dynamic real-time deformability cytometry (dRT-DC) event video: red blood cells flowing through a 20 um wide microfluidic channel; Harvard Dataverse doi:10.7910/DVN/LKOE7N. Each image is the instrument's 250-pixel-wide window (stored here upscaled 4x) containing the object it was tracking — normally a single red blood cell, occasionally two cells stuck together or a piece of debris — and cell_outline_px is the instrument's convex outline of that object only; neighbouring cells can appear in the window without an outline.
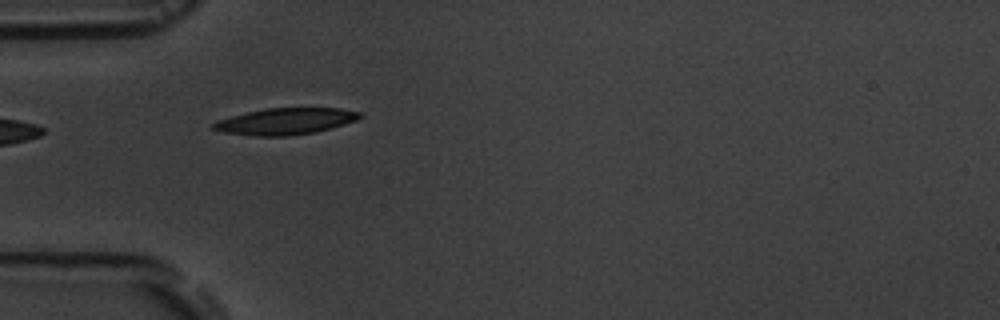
{"species": "common noctule bat (a hibernating species)", "species_latin": "Nyctalus noctula", "temperature_condition": "room temperature", "stored_images_in_passage": 5, "camera_frame_rate_fps": 3000, "um_per_image_px": 0.085, "animal": {"sex": "male", "body_mass_g": 19.5, "forearm_length_mm": 54.6}, "frame": {"image": 1, "passage_image": 4, "time_ms": 4.333, "image_size_px": [1000, 320], "cell_outline_px": [[364, 116], [356, 120], [344, 124], [316, 132], [288, 136], [252, 136], [224, 132], [212, 128], [212, 124], [216, 120], [248, 112], [268, 108], [340, 108], [360, 112]], "centroid_in_image_um": [24.27, 10.31], "position_along_channel_um": 60.7, "area_um2": 22.54}}
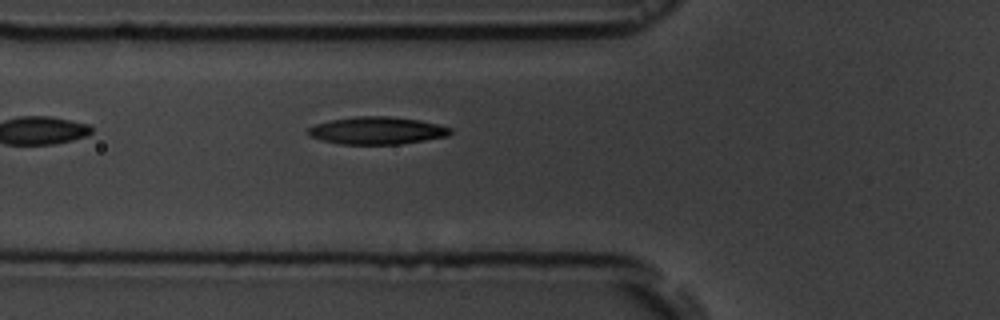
{"frame": {"image": 2, "passage_image": 5, "time_ms": 5.333, "image_size_px": [1000, 320], "cell_outline_px": [[452, 132], [448, 136], [400, 144], [340, 144], [320, 140], [308, 136], [308, 128], [316, 124], [332, 120], [356, 116], [388, 116], [420, 120], [452, 128]], "centroid_in_image_um": [32.03, 11.1], "position_along_channel_um": 93.8, "area_um2": 22.72}}